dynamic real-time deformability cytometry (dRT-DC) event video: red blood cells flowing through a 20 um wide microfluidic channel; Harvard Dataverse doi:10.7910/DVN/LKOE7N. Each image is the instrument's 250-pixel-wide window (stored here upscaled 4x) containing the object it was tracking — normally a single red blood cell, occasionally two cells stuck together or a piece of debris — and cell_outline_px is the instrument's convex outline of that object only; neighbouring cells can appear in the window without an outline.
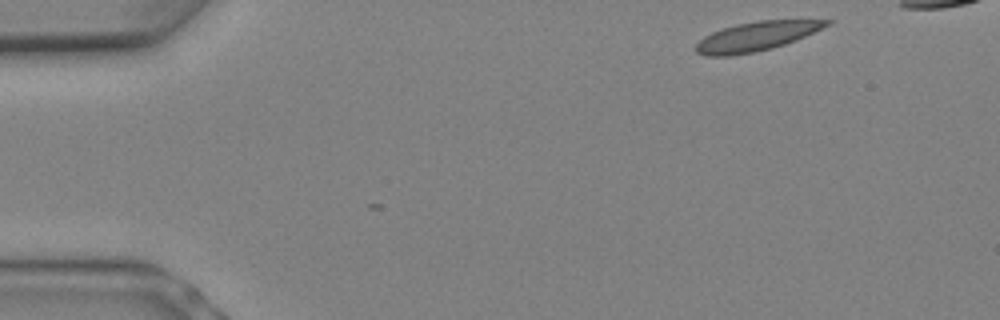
{"species": "Egyptian fruit bat (a non-hibernating species)", "species_latin": "Rousettus aegyptiacus", "temperature_condition": "warm", "stored_images_in_passage": 5, "camera_frame_rate_fps": 3000, "um_per_image_px": 0.085, "animal": {"sex": "female"}, "frame": {"image": 1, "passage_image": 1, "time_ms": 0.0, "image_size_px": [1000, 320], "cell_outline_px": [[832, 20], [828, 24], [796, 40], [772, 48], [752, 52], [728, 56], [704, 56], [696, 52], [696, 44], [704, 36], [712, 32], [736, 24], [760, 20]], "centroid_in_image_um": [64.22, 3.1], "position_along_channel_um": 20.8, "area_um2": 21.73}}
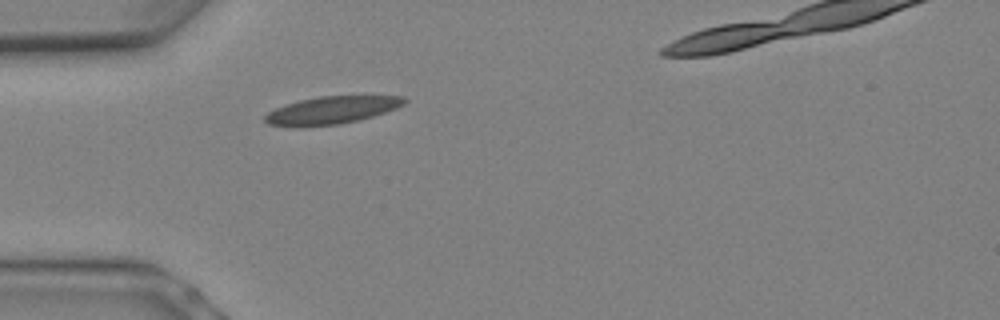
{"frame": {"image": 2, "passage_image": 5, "time_ms": 1.333, "image_size_px": [1000, 320], "cell_outline_px": [[408, 100], [404, 104], [396, 108], [372, 116], [340, 124], [300, 128], [296, 128], [268, 124], [264, 120], [264, 116], [268, 112], [284, 104], [300, 100], [320, 96], [404, 96]], "centroid_in_image_um": [28.13, 9.38], "position_along_channel_um": 56.9, "area_um2": 22.54}}